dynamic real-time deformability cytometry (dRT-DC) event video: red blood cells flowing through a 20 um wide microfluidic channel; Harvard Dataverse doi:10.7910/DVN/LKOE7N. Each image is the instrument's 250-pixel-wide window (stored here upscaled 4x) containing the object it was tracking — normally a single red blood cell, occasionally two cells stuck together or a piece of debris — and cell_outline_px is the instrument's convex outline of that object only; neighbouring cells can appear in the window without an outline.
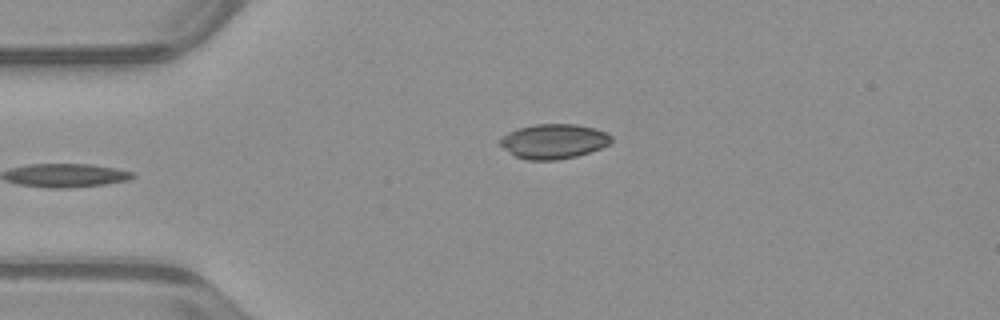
{"species": "common noctule bat (a hibernating species)", "species_latin": "Nyctalus noctula", "temperature_condition": "warm", "stored_images_in_passage": 36, "camera_frame_rate_fps": 3000, "um_per_image_px": 0.085, "animal": {"sex": "male", "body_mass_g": 23.1, "forearm_length_mm": 52.7}, "frame": {"image": 1, "passage_image": 1, "time_ms": 0.0, "image_size_px": [1000, 320], "cell_outline_px": [[612, 140], [608, 144], [600, 148], [576, 156], [556, 160], [528, 160], [516, 156], [504, 148], [500, 144], [500, 140], [508, 132], [520, 128], [536, 124], [576, 124], [596, 128], [608, 132], [612, 136]], "centroid_in_image_um": [47.1, 12.0], "position_along_channel_um": 37.9, "area_um2": 22.31}}
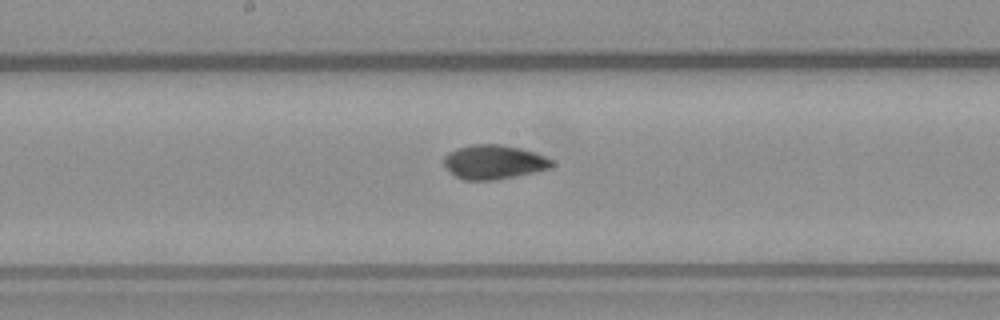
{"frame": {"image": 2, "passage_image": 16, "time_ms": 5.0, "image_size_px": [1000, 320], "cell_outline_px": [[556, 164], [552, 168], [536, 172], [496, 180], [464, 180], [456, 176], [444, 164], [444, 156], [448, 152], [456, 148], [472, 144], [500, 144], [520, 148], [536, 152], [552, 160]], "centroid_in_image_um": [42.02, 13.77], "position_along_channel_um": 206.2, "area_um2": 21.68}}
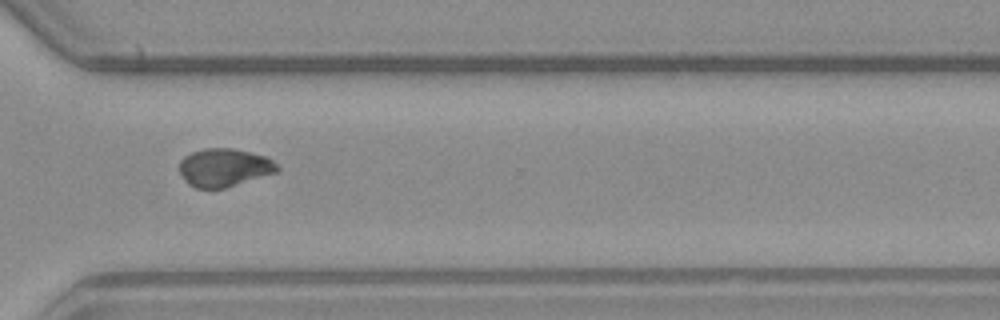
{"frame": {"image": 3, "passage_image": 27, "time_ms": 8.667, "image_size_px": [1000, 320], "cell_outline_px": [[280, 168], [276, 172], [224, 188], [196, 188], [188, 184], [184, 180], [180, 172], [180, 160], [184, 156], [192, 152], [204, 148], [232, 148], [268, 156]], "centroid_in_image_um": [19.04, 14.23], "position_along_channel_um": 351.6, "area_um2": 21.68}, "authors_computed_cell_mechanics": {"area_um2": 21.5305, "velocity_mm_per_s": 3.9778, "shape_relaxation_time_tau1_ms": 9.8551, "shape_relaxation_time_tau2_ms": 1.4758, "deformation_change_tau1": 0.2639, "deformation_change_tau2": 0.0417}}